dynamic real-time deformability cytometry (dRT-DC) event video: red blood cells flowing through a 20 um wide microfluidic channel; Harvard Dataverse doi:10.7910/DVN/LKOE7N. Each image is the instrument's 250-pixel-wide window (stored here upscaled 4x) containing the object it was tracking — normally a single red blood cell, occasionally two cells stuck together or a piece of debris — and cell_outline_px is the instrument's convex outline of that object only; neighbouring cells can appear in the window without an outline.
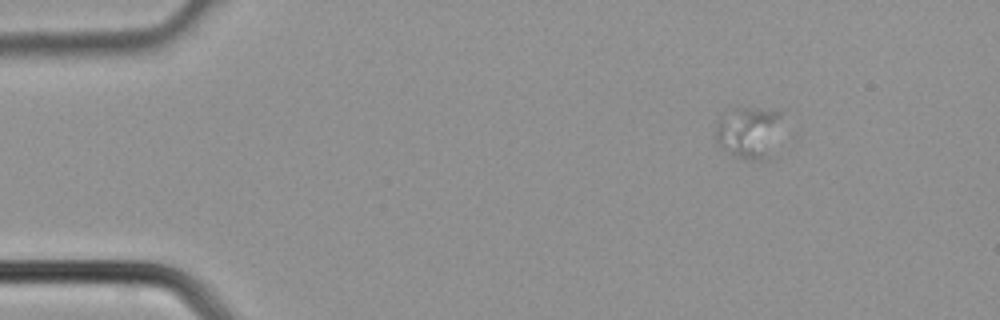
{"species": "common noctule bat (a hibernating species)", "species_latin": "Nyctalus noctula", "temperature_condition": "cold", "stored_images_in_passage": 4, "camera_frame_rate_fps": 3000, "um_per_image_px": 0.085, "animal": {"sex": "male", "body_mass_g": 21.5, "forearm_length_mm": 52.0}, "frame": {"image": 1, "passage_image": 2, "time_ms": 0.333, "image_size_px": [1000, 320], "cell_outline_px": [[784, 112], [764, 160], [744, 160], [720, 148], [716, 144], [716, 120], [736, 108], [756, 108]], "centroid_in_image_um": [63.55, 11.23], "position_along_channel_um": 21.4, "area_um2": 19.36}}